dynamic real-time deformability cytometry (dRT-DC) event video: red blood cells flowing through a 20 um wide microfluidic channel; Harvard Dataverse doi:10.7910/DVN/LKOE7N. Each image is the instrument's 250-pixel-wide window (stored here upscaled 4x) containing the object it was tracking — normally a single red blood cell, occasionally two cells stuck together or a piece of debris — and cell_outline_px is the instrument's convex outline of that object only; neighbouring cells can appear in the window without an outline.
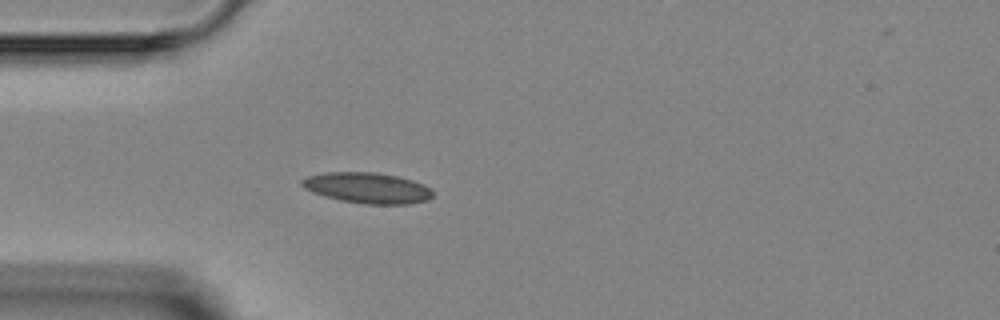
{"species": "Egyptian fruit bat (a non-hibernating species)", "species_latin": "Rousettus aegyptiacus", "temperature_condition": "room temperature", "stored_images_in_passage": 1, "camera_frame_rate_fps": 3000, "um_per_image_px": 0.085, "animal": {"sex": "female"}, "frame": {"image": 1, "passage_image": 1, "time_ms": 0.0, "image_size_px": [1000, 320], "cell_outline_px": [[432, 196], [428, 200], [408, 204], [364, 204], [340, 200], [324, 196], [312, 192], [304, 188], [300, 184], [300, 180], [308, 176], [324, 172], [376, 172], [396, 176], [412, 180], [424, 184], [432, 188]], "centroid_in_image_um": [31.22, 15.97], "position_along_channel_um": 53.8, "area_um2": 23.58}}